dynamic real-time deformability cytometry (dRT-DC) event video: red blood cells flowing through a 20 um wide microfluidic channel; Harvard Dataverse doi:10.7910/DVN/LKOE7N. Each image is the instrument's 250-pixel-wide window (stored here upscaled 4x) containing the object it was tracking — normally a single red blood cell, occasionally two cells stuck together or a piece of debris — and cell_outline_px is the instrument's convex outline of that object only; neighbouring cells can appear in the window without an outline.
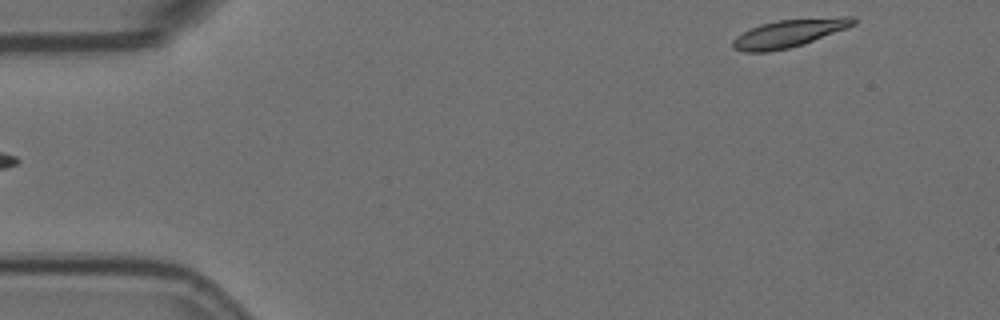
{"species": "Egyptian fruit bat (a non-hibernating species)", "species_latin": "Rousettus aegyptiacus", "temperature_condition": "room temperature", "stored_images_in_passage": 4, "segment_of_instrument_passage": [2, 2], "camera_frame_rate_fps": 3000, "um_per_image_px": 0.085, "animal": {"sex": "female"}, "frame": {"image": 1, "passage_image": 4, "time_ms": 1.0, "image_size_px": [1000, 320], "cell_outline_px": [[856, 24], [804, 44], [788, 48], [768, 52], [744, 52], [732, 48], [732, 40], [736, 36], [760, 24], [776, 20], [840, 16], [856, 16]], "centroid_in_image_um": [67.08, 2.82], "position_along_channel_um": 17.9, "area_um2": 19.65}}